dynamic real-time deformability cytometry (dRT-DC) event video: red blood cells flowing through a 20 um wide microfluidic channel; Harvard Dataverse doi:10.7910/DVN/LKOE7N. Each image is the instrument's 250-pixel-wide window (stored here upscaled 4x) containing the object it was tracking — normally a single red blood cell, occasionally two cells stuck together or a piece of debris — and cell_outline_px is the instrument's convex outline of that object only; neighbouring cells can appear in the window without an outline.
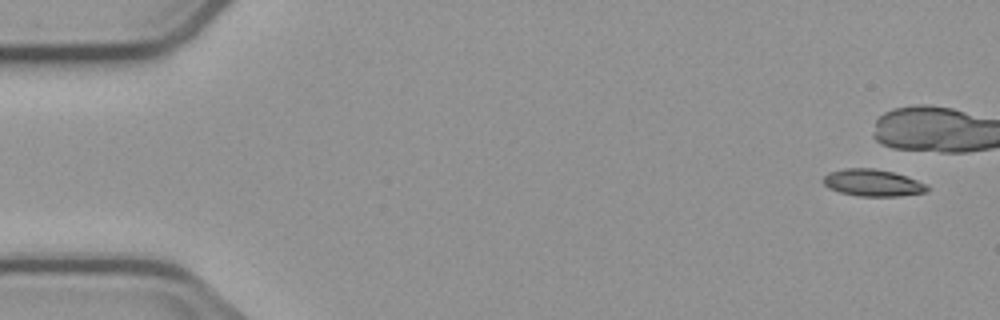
{"species": "common noctule bat (a hibernating species)", "species_latin": "Nyctalus noctula", "temperature_condition": "cold", "stored_images_in_passage": 15, "camera_frame_rate_fps": 3000, "um_per_image_px": 0.085, "animal": {"sex": "male", "body_mass_g": 23.1, "forearm_length_mm": 52.7}, "frame": {"image": 1, "passage_image": 1, "time_ms": 0.0, "image_size_px": [1000, 320], "cell_outline_px": [[928, 188], [924, 192], [900, 196], [860, 196], [840, 192], [828, 188], [824, 184], [824, 176], [828, 172], [844, 168], [872, 168], [892, 172], [916, 180], [924, 184]], "centroid_in_image_um": [74.12, 15.53], "position_along_channel_um": 10.9, "area_um2": 16.01}}
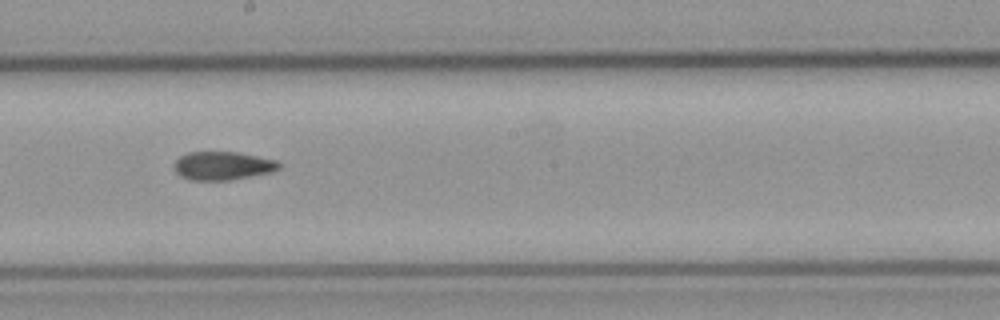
{"frame": {"image": 2, "passage_image": 9, "time_ms": 10.667, "image_size_px": [1000, 320], "cell_outline_px": [[280, 168], [272, 172], [228, 180], [192, 180], [180, 176], [176, 172], [176, 160], [180, 156], [188, 152], [236, 152], [276, 160], [280, 164]], "centroid_in_image_um": [18.94, 14.09], "position_along_channel_um": 229.3, "area_um2": 17.11}}
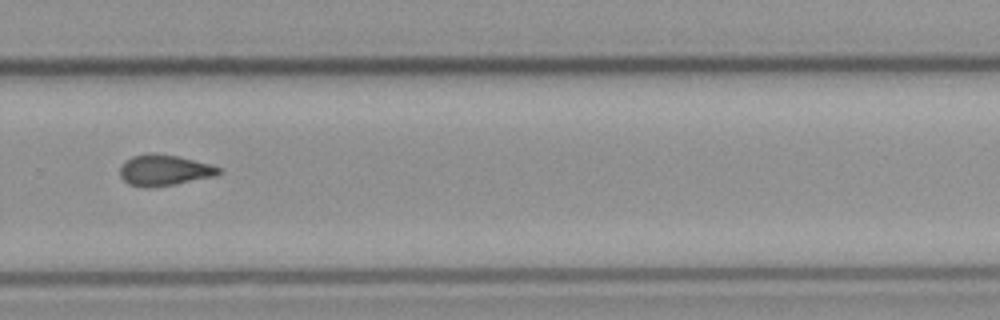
{"frame": {"image": 3, "passage_image": 11, "time_ms": 13.0, "image_size_px": [1000, 320], "cell_outline_px": [[220, 172], [216, 176], [172, 184], [148, 188], [144, 188], [128, 184], [120, 176], [120, 168], [124, 160], [132, 156], [156, 152], [180, 156], [208, 164], [220, 168]], "centroid_in_image_um": [13.91, 14.46], "position_along_channel_um": 315.9, "area_um2": 17.8}, "authors_computed_cell_mechanics": {"area_um2": 17.34, "velocity_mm_per_s": 3.7092, "shape_relaxation_time_tau1_ms": 7.0419, "shape_relaxation_time_tau2_ms": null, "deformation_change_tau1": 0.2064, "deformation_change_tau2": null}}